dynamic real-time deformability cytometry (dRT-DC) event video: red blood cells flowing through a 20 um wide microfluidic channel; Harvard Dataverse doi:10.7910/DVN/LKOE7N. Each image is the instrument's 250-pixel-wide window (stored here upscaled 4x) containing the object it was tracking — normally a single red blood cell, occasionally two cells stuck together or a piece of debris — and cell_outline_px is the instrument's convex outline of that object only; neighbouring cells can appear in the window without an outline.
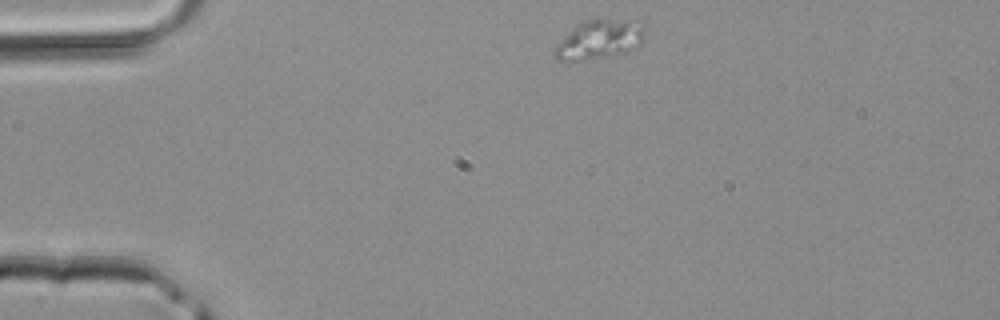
{"species": "common noctule bat (a hibernating species)", "species_latin": "Nyctalus noctula", "temperature_condition": "room temperature", "stored_images_in_passage": 38, "camera_frame_rate_fps": 3000, "um_per_image_px": 0.085, "animal": {"sex": "male", "body_mass_g": 20.4}, "frame": {"image": 1, "passage_image": 1, "time_ms": 0.0, "image_size_px": [1000, 320], "cell_outline_px": [[644, 40], [636, 48], [612, 56], [568, 64], [560, 60], [552, 52], [552, 48], [576, 24], [584, 20], [644, 20]], "centroid_in_image_um": [50.93, 3.39], "position_along_channel_um": 34.1, "area_um2": 21.27}}